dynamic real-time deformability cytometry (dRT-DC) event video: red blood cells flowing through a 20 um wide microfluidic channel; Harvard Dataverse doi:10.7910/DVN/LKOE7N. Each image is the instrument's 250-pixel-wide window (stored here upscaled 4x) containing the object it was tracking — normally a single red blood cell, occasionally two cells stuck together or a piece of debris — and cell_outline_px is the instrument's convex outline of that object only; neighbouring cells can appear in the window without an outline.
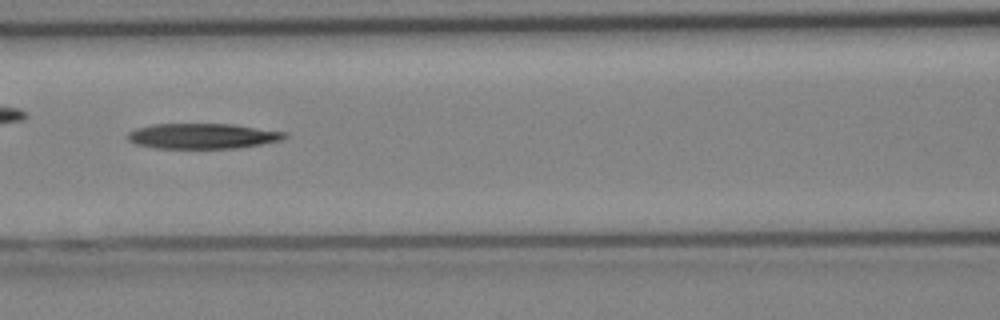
{"species": "Egyptian fruit bat (a non-hibernating species)", "species_latin": "Rousettus aegyptiacus", "temperature_condition": "cold", "stored_images_in_passage": 26, "camera_frame_rate_fps": 3000, "um_per_image_px": 0.085, "animal": {"sex": "female"}, "frame": {"image": 1, "passage_image": 8, "time_ms": 2.333, "image_size_px": [1000, 320], "cell_outline_px": [[288, 136], [284, 140], [236, 148], [156, 148], [136, 144], [128, 140], [128, 132], [136, 128], [152, 124], [232, 124], [288, 132]], "centroid_in_image_um": [17.25, 11.56], "position_along_channel_um": 149.4, "area_um2": 23.24}}